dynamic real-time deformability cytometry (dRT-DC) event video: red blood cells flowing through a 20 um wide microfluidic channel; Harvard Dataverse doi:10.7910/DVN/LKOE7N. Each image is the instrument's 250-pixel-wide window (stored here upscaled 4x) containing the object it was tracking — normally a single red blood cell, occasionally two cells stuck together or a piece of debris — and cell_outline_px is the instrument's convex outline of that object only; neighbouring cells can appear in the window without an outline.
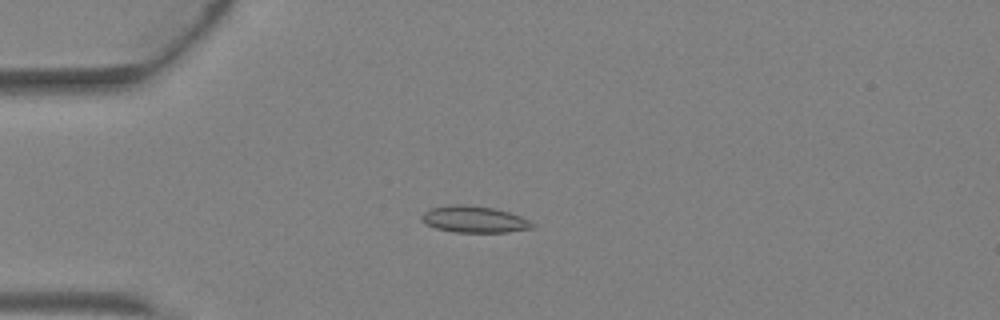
{"species": "Egyptian fruit bat (a non-hibernating species)", "species_latin": "Rousettus aegyptiacus", "temperature_condition": "warm", "stored_images_in_passage": 3, "camera_frame_rate_fps": 3000, "um_per_image_px": 0.085, "animal": {"sex": "female"}, "frame": {"image": 1, "passage_image": 2, "time_ms": 0.333, "image_size_px": [1000, 320], "cell_outline_px": [[536, 224], [532, 228], [508, 232], [452, 232], [436, 228], [420, 220], [420, 216], [424, 212], [432, 208], [448, 204], [464, 204], [492, 208], [508, 212], [520, 216]], "centroid_in_image_um": [40.28, 18.64], "position_along_channel_um": 44.7, "area_um2": 17.11}}